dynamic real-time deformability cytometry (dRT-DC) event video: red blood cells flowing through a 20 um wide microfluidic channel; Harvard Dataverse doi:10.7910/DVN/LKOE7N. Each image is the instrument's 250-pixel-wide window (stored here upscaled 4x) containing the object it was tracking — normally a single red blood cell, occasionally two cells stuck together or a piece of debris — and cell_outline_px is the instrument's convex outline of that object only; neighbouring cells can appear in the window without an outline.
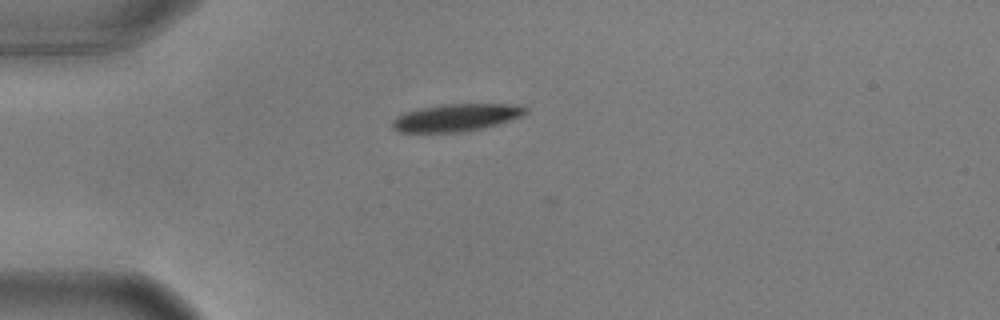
{"species": "common noctule bat (a hibernating species)", "species_latin": "Nyctalus noctula", "temperature_condition": "warm", "stored_images_in_passage": 33, "camera_frame_rate_fps": 3000, "um_per_image_px": 0.085, "animal": {"sex": "male", "body_mass_g": 17.9, "forearm_length_mm": 54.2}, "frame": {"image": 1, "passage_image": 1, "time_ms": 0.0, "image_size_px": [1000, 320], "cell_outline_px": [[528, 112], [520, 116], [484, 128], [460, 132], [400, 132], [392, 128], [392, 120], [396, 116], [404, 112], [420, 108], [440, 104], [512, 104], [528, 108]], "centroid_in_image_um": [38.73, 9.99], "position_along_channel_um": 46.3, "area_um2": 21.21}}
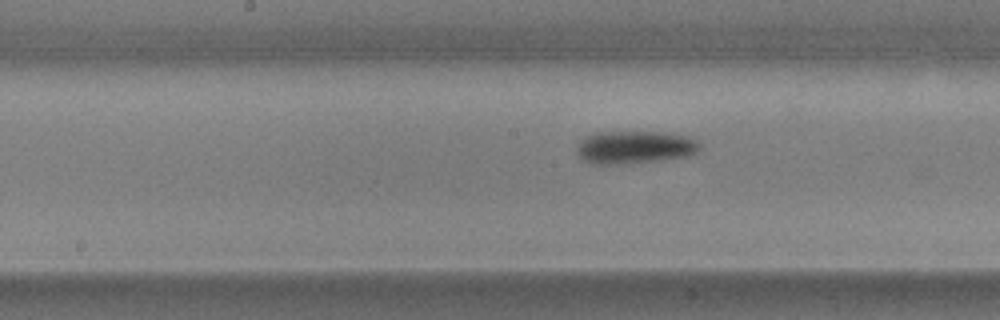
{"frame": {"image": 2, "passage_image": 15, "time_ms": 4.667, "image_size_px": [1000, 320], "cell_outline_px": [[700, 148], [696, 152], [688, 156], [660, 160], [616, 164], [592, 164], [584, 160], [576, 152], [576, 144], [584, 136], [596, 132], [660, 132], [688, 136], [696, 140], [700, 144]], "centroid_in_image_um": [53.91, 12.51], "position_along_channel_um": 194.3, "area_um2": 23.58}}
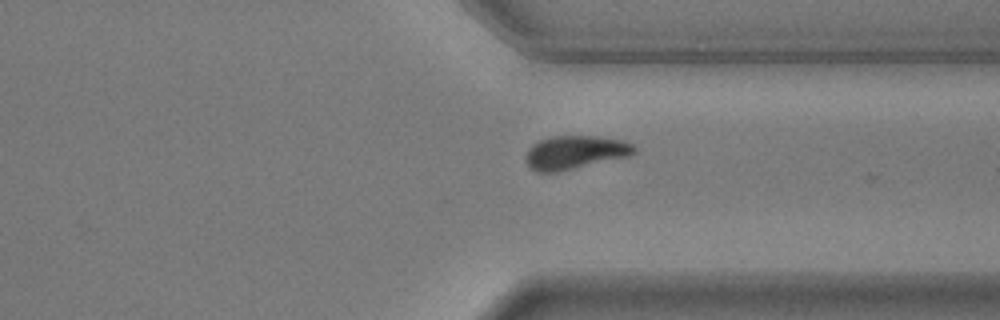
{"frame": {"image": 3, "passage_image": 29, "time_ms": 9.333, "image_size_px": [1000, 320], "cell_outline_px": [[636, 152], [628, 156], [560, 172], [536, 172], [524, 160], [524, 156], [528, 148], [532, 144], [540, 140], [552, 136], [600, 136], [624, 140], [632, 144], [636, 148]], "centroid_in_image_um": [48.86, 12.95], "position_along_channel_um": 362.5, "area_um2": 21.39}, "authors_computed_cell_mechanics": {"area_um2": 22.831, "velocity_mm_per_s": 3.6105, "shape_relaxation_time_tau1_ms": 2.482, "shape_relaxation_time_tau2_ms": null, "deformation_change_tau1": 0.1451, "deformation_change_tau2": null}}